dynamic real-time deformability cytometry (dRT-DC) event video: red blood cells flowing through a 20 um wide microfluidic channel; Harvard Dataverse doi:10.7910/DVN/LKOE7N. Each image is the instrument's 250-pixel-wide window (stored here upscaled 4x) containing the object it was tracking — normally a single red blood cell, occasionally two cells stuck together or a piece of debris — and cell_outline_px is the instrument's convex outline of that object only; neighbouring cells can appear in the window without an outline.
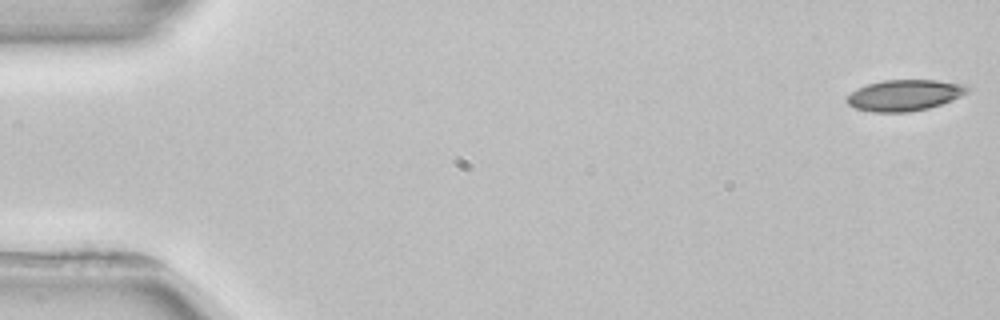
{"species": "common noctule bat (a hibernating species)", "species_latin": "Nyctalus noctula", "temperature_condition": "room temperature", "stored_images_in_passage": 5, "segment_of_instrument_passage": [1, 2], "camera_frame_rate_fps": 3000, "um_per_image_px": 0.085, "animal": {"sex": "female", "body_mass_g": 22.7, "forearm_length_mm": 54.2}, "frame": {"image": 1, "passage_image": 1, "time_ms": 0.0, "image_size_px": [1000, 320], "cell_outline_px": [[968, 92], [952, 100], [928, 108], [908, 112], [872, 112], [856, 108], [848, 104], [848, 96], [856, 88], [868, 84], [884, 80], [936, 80], [956, 84], [968, 88]], "centroid_in_image_um": [76.83, 8.1], "position_along_channel_um": 8.2, "area_um2": 21.39}}
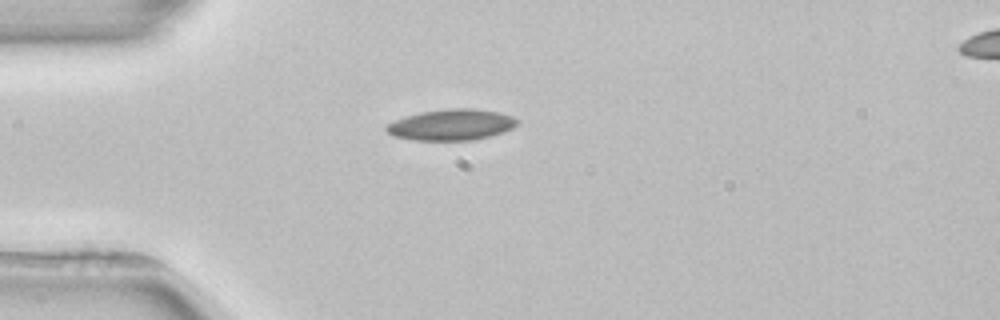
{"frame": {"image": 2, "passage_image": 4, "time_ms": 4.333, "image_size_px": [1000, 320], "cell_outline_px": [[520, 120], [512, 128], [504, 132], [492, 136], [472, 140], [416, 140], [392, 136], [384, 128], [388, 124], [404, 116], [420, 112], [448, 108], [472, 108], [500, 112], [512, 116]], "centroid_in_image_um": [38.39, 10.6], "position_along_channel_um": 46.6, "area_um2": 23.81}}